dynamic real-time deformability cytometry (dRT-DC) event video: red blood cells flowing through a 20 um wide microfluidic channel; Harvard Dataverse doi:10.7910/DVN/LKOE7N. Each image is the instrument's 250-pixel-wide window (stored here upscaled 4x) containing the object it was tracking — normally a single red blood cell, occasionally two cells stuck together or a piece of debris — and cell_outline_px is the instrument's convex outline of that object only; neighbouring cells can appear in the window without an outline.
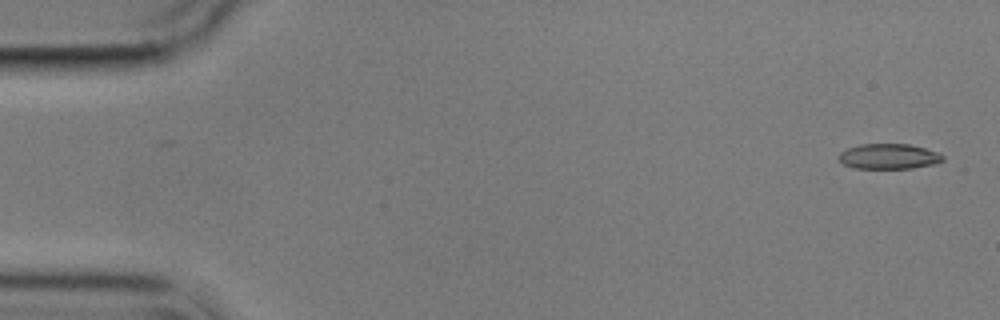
{"species": "common noctule bat (a hibernating species)", "species_latin": "Nyctalus noctula", "temperature_condition": "cold", "stored_images_in_passage": 4, "camera_frame_rate_fps": 3000, "um_per_image_px": 0.085, "animal": {"sex": "male", "body_mass_g": 17.9}, "frame": {"image": 1, "passage_image": 1, "time_ms": 0.0, "image_size_px": [1000, 320], "cell_outline_px": [[944, 160], [936, 164], [912, 168], [852, 168], [844, 164], [836, 156], [840, 152], [848, 148], [860, 144], [908, 144], [924, 148], [936, 152], [944, 156]], "centroid_in_image_um": [75.53, 13.3], "position_along_channel_um": 9.5, "area_um2": 15.32}}